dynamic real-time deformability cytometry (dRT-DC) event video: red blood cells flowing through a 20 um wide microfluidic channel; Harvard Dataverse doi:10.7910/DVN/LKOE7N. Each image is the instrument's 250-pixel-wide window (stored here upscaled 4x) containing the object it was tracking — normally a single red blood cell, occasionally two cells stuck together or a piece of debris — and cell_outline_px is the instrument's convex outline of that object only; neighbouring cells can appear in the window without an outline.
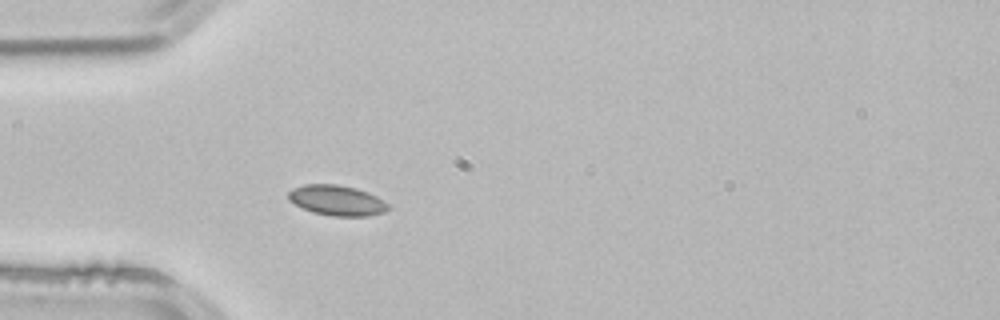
{"species": "common noctule bat (a hibernating species)", "species_latin": "Nyctalus noctula", "temperature_condition": "room temperature", "stored_images_in_passage": 2, "camera_frame_rate_fps": 3000, "um_per_image_px": 0.085, "animal": {"sex": "male", "body_mass_g": 21.5, "forearm_length_mm": 52.0}, "frame": {"image": 1, "passage_image": 2, "time_ms": 0.333, "image_size_px": [1000, 320], "cell_outline_px": [[392, 208], [384, 212], [368, 216], [332, 216], [312, 212], [288, 200], [288, 192], [292, 188], [304, 184], [336, 184], [356, 188], [368, 192], [376, 196], [388, 204]], "centroid_in_image_um": [28.64, 17.03], "position_along_channel_um": 56.4, "area_um2": 17.69}}